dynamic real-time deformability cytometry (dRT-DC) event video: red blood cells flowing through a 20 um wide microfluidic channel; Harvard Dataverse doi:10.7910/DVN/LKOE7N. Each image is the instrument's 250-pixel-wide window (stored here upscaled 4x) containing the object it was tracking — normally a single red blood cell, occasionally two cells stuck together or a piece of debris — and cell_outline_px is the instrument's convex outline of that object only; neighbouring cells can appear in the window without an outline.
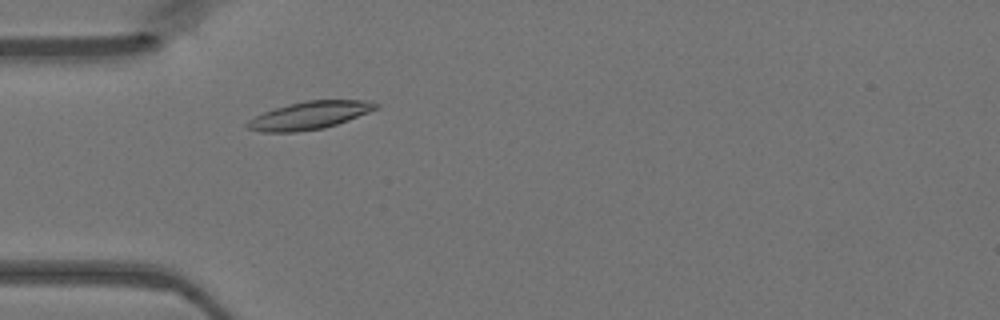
{"species": "Egyptian fruit bat (a non-hibernating species)", "species_latin": "Rousettus aegyptiacus", "temperature_condition": "warm", "stored_images_in_passage": 34, "camera_frame_rate_fps": 3000, "um_per_image_px": 0.085, "animal": {"sex": "female"}, "frame": {"image": 1, "passage_image": 5, "time_ms": 1.333, "image_size_px": [1000, 320], "cell_outline_px": [[380, 108], [348, 120], [324, 128], [296, 132], [264, 132], [248, 128], [244, 124], [248, 120], [264, 112], [288, 104], [308, 100], [372, 100], [380, 104]], "centroid_in_image_um": [26.36, 9.8], "position_along_channel_um": 58.6, "area_um2": 20.81}}
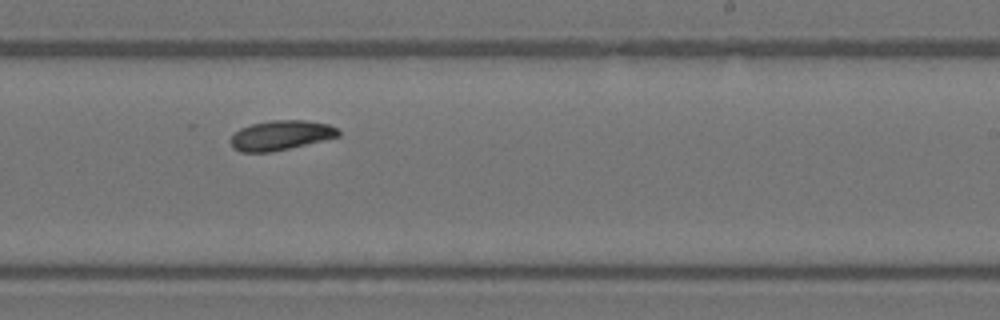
{"frame": {"image": 2, "passage_image": 20, "time_ms": 6.333, "image_size_px": [1000, 320], "cell_outline_px": [[340, 136], [324, 140], [272, 152], [240, 152], [232, 148], [232, 136], [240, 128], [252, 124], [272, 120], [304, 120], [328, 124], [336, 128], [340, 132]], "centroid_in_image_um": [23.88, 11.5], "position_along_channel_um": 265.1, "area_um2": 18.5}}
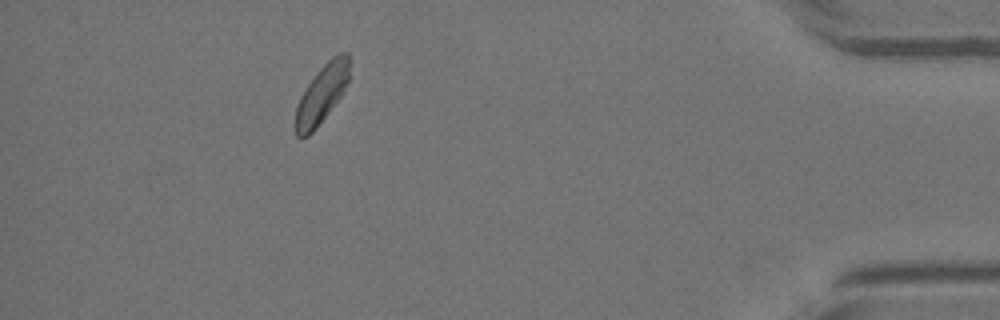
{"frame": {"image": 3, "passage_image": 34, "time_ms": 11.0, "image_size_px": [1000, 320], "cell_outline_px": [[348, 80], [340, 96], [316, 128], [308, 136], [296, 136], [292, 124], [296, 108], [300, 96], [316, 72], [336, 52], [348, 52]], "centroid_in_image_um": [27.29, 8.01], "position_along_channel_um": 407.9, "area_um2": 18.21}}